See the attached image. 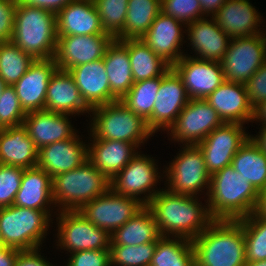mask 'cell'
I'll return each mask as SVG.
<instances>
[{
	"label": "cell",
	"mask_w": 266,
	"mask_h": 266,
	"mask_svg": "<svg viewBox=\"0 0 266 266\" xmlns=\"http://www.w3.org/2000/svg\"><path fill=\"white\" fill-rule=\"evenodd\" d=\"M161 190L146 206L153 213L162 237L171 233L193 241L214 221L209 208L202 207L195 196Z\"/></svg>",
	"instance_id": "6da1fadb"
},
{
	"label": "cell",
	"mask_w": 266,
	"mask_h": 266,
	"mask_svg": "<svg viewBox=\"0 0 266 266\" xmlns=\"http://www.w3.org/2000/svg\"><path fill=\"white\" fill-rule=\"evenodd\" d=\"M210 215L214 220H240L252 214L259 192L230 164L211 175L207 190Z\"/></svg>",
	"instance_id": "7a4b0ae2"
},
{
	"label": "cell",
	"mask_w": 266,
	"mask_h": 266,
	"mask_svg": "<svg viewBox=\"0 0 266 266\" xmlns=\"http://www.w3.org/2000/svg\"><path fill=\"white\" fill-rule=\"evenodd\" d=\"M196 266H245V237L240 220H214L192 241Z\"/></svg>",
	"instance_id": "3957f363"
},
{
	"label": "cell",
	"mask_w": 266,
	"mask_h": 266,
	"mask_svg": "<svg viewBox=\"0 0 266 266\" xmlns=\"http://www.w3.org/2000/svg\"><path fill=\"white\" fill-rule=\"evenodd\" d=\"M56 15L42 8L17 3L12 42L34 59L54 58Z\"/></svg>",
	"instance_id": "277c9868"
},
{
	"label": "cell",
	"mask_w": 266,
	"mask_h": 266,
	"mask_svg": "<svg viewBox=\"0 0 266 266\" xmlns=\"http://www.w3.org/2000/svg\"><path fill=\"white\" fill-rule=\"evenodd\" d=\"M110 180L89 160L81 166L52 177L54 205L61 210H79L110 189Z\"/></svg>",
	"instance_id": "5b68a950"
},
{
	"label": "cell",
	"mask_w": 266,
	"mask_h": 266,
	"mask_svg": "<svg viewBox=\"0 0 266 266\" xmlns=\"http://www.w3.org/2000/svg\"><path fill=\"white\" fill-rule=\"evenodd\" d=\"M49 218L42 210L15 205L0 207V236L3 246L21 251L38 249L47 235L51 220Z\"/></svg>",
	"instance_id": "8992f818"
},
{
	"label": "cell",
	"mask_w": 266,
	"mask_h": 266,
	"mask_svg": "<svg viewBox=\"0 0 266 266\" xmlns=\"http://www.w3.org/2000/svg\"><path fill=\"white\" fill-rule=\"evenodd\" d=\"M90 112L94 114L90 130L96 139L126 141L137 148L153 134L146 121L119 100L96 106Z\"/></svg>",
	"instance_id": "52a82bcc"
},
{
	"label": "cell",
	"mask_w": 266,
	"mask_h": 266,
	"mask_svg": "<svg viewBox=\"0 0 266 266\" xmlns=\"http://www.w3.org/2000/svg\"><path fill=\"white\" fill-rule=\"evenodd\" d=\"M265 35L260 33L230 40L221 61L225 81L245 83L266 62Z\"/></svg>",
	"instance_id": "ba28073f"
},
{
	"label": "cell",
	"mask_w": 266,
	"mask_h": 266,
	"mask_svg": "<svg viewBox=\"0 0 266 266\" xmlns=\"http://www.w3.org/2000/svg\"><path fill=\"white\" fill-rule=\"evenodd\" d=\"M58 242L70 253L86 250H109L111 236L88 221L79 210L59 212Z\"/></svg>",
	"instance_id": "9c48e42d"
},
{
	"label": "cell",
	"mask_w": 266,
	"mask_h": 266,
	"mask_svg": "<svg viewBox=\"0 0 266 266\" xmlns=\"http://www.w3.org/2000/svg\"><path fill=\"white\" fill-rule=\"evenodd\" d=\"M184 146L183 151L165 171L168 178L166 181H169V188L166 190L174 194L194 196L203 187L210 188L211 175L206 169L200 148L197 145Z\"/></svg>",
	"instance_id": "30bf717a"
},
{
	"label": "cell",
	"mask_w": 266,
	"mask_h": 266,
	"mask_svg": "<svg viewBox=\"0 0 266 266\" xmlns=\"http://www.w3.org/2000/svg\"><path fill=\"white\" fill-rule=\"evenodd\" d=\"M144 206L139 199L116 194L110 188L83 205L79 211L88 221L111 235Z\"/></svg>",
	"instance_id": "8fae6325"
},
{
	"label": "cell",
	"mask_w": 266,
	"mask_h": 266,
	"mask_svg": "<svg viewBox=\"0 0 266 266\" xmlns=\"http://www.w3.org/2000/svg\"><path fill=\"white\" fill-rule=\"evenodd\" d=\"M224 122L205 99H190L170 127L174 141L198 145Z\"/></svg>",
	"instance_id": "7c38bea8"
},
{
	"label": "cell",
	"mask_w": 266,
	"mask_h": 266,
	"mask_svg": "<svg viewBox=\"0 0 266 266\" xmlns=\"http://www.w3.org/2000/svg\"><path fill=\"white\" fill-rule=\"evenodd\" d=\"M155 165L154 159L137 152L131 161L113 177L110 188L116 194L134 197L147 205L159 192L153 187L160 178ZM146 192L150 193L142 199L137 197Z\"/></svg>",
	"instance_id": "4fadbf2b"
},
{
	"label": "cell",
	"mask_w": 266,
	"mask_h": 266,
	"mask_svg": "<svg viewBox=\"0 0 266 266\" xmlns=\"http://www.w3.org/2000/svg\"><path fill=\"white\" fill-rule=\"evenodd\" d=\"M244 131L243 124L224 123L197 145L210 175L231 164L235 153L250 137Z\"/></svg>",
	"instance_id": "5bb4252c"
},
{
	"label": "cell",
	"mask_w": 266,
	"mask_h": 266,
	"mask_svg": "<svg viewBox=\"0 0 266 266\" xmlns=\"http://www.w3.org/2000/svg\"><path fill=\"white\" fill-rule=\"evenodd\" d=\"M189 100L182 78L171 67L162 75L152 115L146 120L149 130L154 134L160 128L169 131Z\"/></svg>",
	"instance_id": "9a60e30c"
},
{
	"label": "cell",
	"mask_w": 266,
	"mask_h": 266,
	"mask_svg": "<svg viewBox=\"0 0 266 266\" xmlns=\"http://www.w3.org/2000/svg\"><path fill=\"white\" fill-rule=\"evenodd\" d=\"M113 39L109 33L58 36L53 59L58 69L68 71L75 66L102 59Z\"/></svg>",
	"instance_id": "2e32d148"
},
{
	"label": "cell",
	"mask_w": 266,
	"mask_h": 266,
	"mask_svg": "<svg viewBox=\"0 0 266 266\" xmlns=\"http://www.w3.org/2000/svg\"><path fill=\"white\" fill-rule=\"evenodd\" d=\"M172 68L182 78L189 99H206L225 81L221 62L185 55Z\"/></svg>",
	"instance_id": "e0dca14e"
},
{
	"label": "cell",
	"mask_w": 266,
	"mask_h": 266,
	"mask_svg": "<svg viewBox=\"0 0 266 266\" xmlns=\"http://www.w3.org/2000/svg\"><path fill=\"white\" fill-rule=\"evenodd\" d=\"M57 68L53 58L35 59L26 73L13 84L26 113L45 110L48 83Z\"/></svg>",
	"instance_id": "ac0fdd59"
},
{
	"label": "cell",
	"mask_w": 266,
	"mask_h": 266,
	"mask_svg": "<svg viewBox=\"0 0 266 266\" xmlns=\"http://www.w3.org/2000/svg\"><path fill=\"white\" fill-rule=\"evenodd\" d=\"M85 104L90 108L118 101L111 92L102 59L81 64L68 70Z\"/></svg>",
	"instance_id": "d6986e66"
},
{
	"label": "cell",
	"mask_w": 266,
	"mask_h": 266,
	"mask_svg": "<svg viewBox=\"0 0 266 266\" xmlns=\"http://www.w3.org/2000/svg\"><path fill=\"white\" fill-rule=\"evenodd\" d=\"M181 27L177 19L160 12L141 40L173 67L184 56L179 49L183 39Z\"/></svg>",
	"instance_id": "ffe728a7"
},
{
	"label": "cell",
	"mask_w": 266,
	"mask_h": 266,
	"mask_svg": "<svg viewBox=\"0 0 266 266\" xmlns=\"http://www.w3.org/2000/svg\"><path fill=\"white\" fill-rule=\"evenodd\" d=\"M205 100L224 123L243 124L253 120L254 109L248 99L244 83L224 81Z\"/></svg>",
	"instance_id": "44dd1931"
},
{
	"label": "cell",
	"mask_w": 266,
	"mask_h": 266,
	"mask_svg": "<svg viewBox=\"0 0 266 266\" xmlns=\"http://www.w3.org/2000/svg\"><path fill=\"white\" fill-rule=\"evenodd\" d=\"M78 135L39 149L37 166L51 177L71 171L88 160V147Z\"/></svg>",
	"instance_id": "7402d4cb"
},
{
	"label": "cell",
	"mask_w": 266,
	"mask_h": 266,
	"mask_svg": "<svg viewBox=\"0 0 266 266\" xmlns=\"http://www.w3.org/2000/svg\"><path fill=\"white\" fill-rule=\"evenodd\" d=\"M69 114L50 112L46 110L28 112L23 120V126L34 141L37 149L73 138L76 133L68 120Z\"/></svg>",
	"instance_id": "603a6c76"
},
{
	"label": "cell",
	"mask_w": 266,
	"mask_h": 266,
	"mask_svg": "<svg viewBox=\"0 0 266 266\" xmlns=\"http://www.w3.org/2000/svg\"><path fill=\"white\" fill-rule=\"evenodd\" d=\"M57 36L106 34L93 1L73 0L56 14Z\"/></svg>",
	"instance_id": "cb8c5ba5"
},
{
	"label": "cell",
	"mask_w": 266,
	"mask_h": 266,
	"mask_svg": "<svg viewBox=\"0 0 266 266\" xmlns=\"http://www.w3.org/2000/svg\"><path fill=\"white\" fill-rule=\"evenodd\" d=\"M213 18L231 39L263 33L258 30L262 19L249 0H227Z\"/></svg>",
	"instance_id": "d4e9b609"
},
{
	"label": "cell",
	"mask_w": 266,
	"mask_h": 266,
	"mask_svg": "<svg viewBox=\"0 0 266 266\" xmlns=\"http://www.w3.org/2000/svg\"><path fill=\"white\" fill-rule=\"evenodd\" d=\"M187 26L190 45L197 52L196 54H199L195 58L203 61L221 62L231 38L218 27L215 19L212 17L208 21L201 18Z\"/></svg>",
	"instance_id": "484cf974"
},
{
	"label": "cell",
	"mask_w": 266,
	"mask_h": 266,
	"mask_svg": "<svg viewBox=\"0 0 266 266\" xmlns=\"http://www.w3.org/2000/svg\"><path fill=\"white\" fill-rule=\"evenodd\" d=\"M45 110L64 114L88 113L91 109L83 101L73 77L66 70L56 69L46 91Z\"/></svg>",
	"instance_id": "4316f807"
},
{
	"label": "cell",
	"mask_w": 266,
	"mask_h": 266,
	"mask_svg": "<svg viewBox=\"0 0 266 266\" xmlns=\"http://www.w3.org/2000/svg\"><path fill=\"white\" fill-rule=\"evenodd\" d=\"M39 150L22 125L0 129V164L36 167Z\"/></svg>",
	"instance_id": "83f0119b"
},
{
	"label": "cell",
	"mask_w": 266,
	"mask_h": 266,
	"mask_svg": "<svg viewBox=\"0 0 266 266\" xmlns=\"http://www.w3.org/2000/svg\"><path fill=\"white\" fill-rule=\"evenodd\" d=\"M92 137L93 144L90 143L91 146L88 147V160L110 181L137 154L133 143Z\"/></svg>",
	"instance_id": "f1b7e54d"
},
{
	"label": "cell",
	"mask_w": 266,
	"mask_h": 266,
	"mask_svg": "<svg viewBox=\"0 0 266 266\" xmlns=\"http://www.w3.org/2000/svg\"><path fill=\"white\" fill-rule=\"evenodd\" d=\"M51 203H54L52 177L38 166L24 169L20 189L15 195L13 205L42 210L51 217L47 209Z\"/></svg>",
	"instance_id": "f546056e"
},
{
	"label": "cell",
	"mask_w": 266,
	"mask_h": 266,
	"mask_svg": "<svg viewBox=\"0 0 266 266\" xmlns=\"http://www.w3.org/2000/svg\"><path fill=\"white\" fill-rule=\"evenodd\" d=\"M103 61L110 90L120 100L134 83L126 40L113 39L105 50Z\"/></svg>",
	"instance_id": "4dcf8cb0"
},
{
	"label": "cell",
	"mask_w": 266,
	"mask_h": 266,
	"mask_svg": "<svg viewBox=\"0 0 266 266\" xmlns=\"http://www.w3.org/2000/svg\"><path fill=\"white\" fill-rule=\"evenodd\" d=\"M110 236L111 245L125 246L157 242L162 237L153 213L146 205Z\"/></svg>",
	"instance_id": "1f68e13d"
},
{
	"label": "cell",
	"mask_w": 266,
	"mask_h": 266,
	"mask_svg": "<svg viewBox=\"0 0 266 266\" xmlns=\"http://www.w3.org/2000/svg\"><path fill=\"white\" fill-rule=\"evenodd\" d=\"M231 165L258 192L266 188V153L250 137L235 153Z\"/></svg>",
	"instance_id": "d6a6232c"
},
{
	"label": "cell",
	"mask_w": 266,
	"mask_h": 266,
	"mask_svg": "<svg viewBox=\"0 0 266 266\" xmlns=\"http://www.w3.org/2000/svg\"><path fill=\"white\" fill-rule=\"evenodd\" d=\"M134 82L164 75L171 66L157 56L141 39L126 40Z\"/></svg>",
	"instance_id": "836d02e7"
},
{
	"label": "cell",
	"mask_w": 266,
	"mask_h": 266,
	"mask_svg": "<svg viewBox=\"0 0 266 266\" xmlns=\"http://www.w3.org/2000/svg\"><path fill=\"white\" fill-rule=\"evenodd\" d=\"M160 12L161 0H128L124 28L115 39H141Z\"/></svg>",
	"instance_id": "e575fe53"
},
{
	"label": "cell",
	"mask_w": 266,
	"mask_h": 266,
	"mask_svg": "<svg viewBox=\"0 0 266 266\" xmlns=\"http://www.w3.org/2000/svg\"><path fill=\"white\" fill-rule=\"evenodd\" d=\"M150 266H196L192 241L181 237H161Z\"/></svg>",
	"instance_id": "d590c367"
},
{
	"label": "cell",
	"mask_w": 266,
	"mask_h": 266,
	"mask_svg": "<svg viewBox=\"0 0 266 266\" xmlns=\"http://www.w3.org/2000/svg\"><path fill=\"white\" fill-rule=\"evenodd\" d=\"M162 76L134 82L129 91L119 100L145 121L152 115Z\"/></svg>",
	"instance_id": "8d00e7d4"
},
{
	"label": "cell",
	"mask_w": 266,
	"mask_h": 266,
	"mask_svg": "<svg viewBox=\"0 0 266 266\" xmlns=\"http://www.w3.org/2000/svg\"><path fill=\"white\" fill-rule=\"evenodd\" d=\"M34 60L12 41L5 42L0 49V79L6 85L15 84Z\"/></svg>",
	"instance_id": "74e56055"
},
{
	"label": "cell",
	"mask_w": 266,
	"mask_h": 266,
	"mask_svg": "<svg viewBox=\"0 0 266 266\" xmlns=\"http://www.w3.org/2000/svg\"><path fill=\"white\" fill-rule=\"evenodd\" d=\"M240 221L245 237V261L266 260V218L253 212Z\"/></svg>",
	"instance_id": "f35d334b"
},
{
	"label": "cell",
	"mask_w": 266,
	"mask_h": 266,
	"mask_svg": "<svg viewBox=\"0 0 266 266\" xmlns=\"http://www.w3.org/2000/svg\"><path fill=\"white\" fill-rule=\"evenodd\" d=\"M157 242L138 246L110 245V266H150Z\"/></svg>",
	"instance_id": "ab89813d"
},
{
	"label": "cell",
	"mask_w": 266,
	"mask_h": 266,
	"mask_svg": "<svg viewBox=\"0 0 266 266\" xmlns=\"http://www.w3.org/2000/svg\"><path fill=\"white\" fill-rule=\"evenodd\" d=\"M103 30L114 39L122 32L128 10V0H93Z\"/></svg>",
	"instance_id": "60d3db41"
},
{
	"label": "cell",
	"mask_w": 266,
	"mask_h": 266,
	"mask_svg": "<svg viewBox=\"0 0 266 266\" xmlns=\"http://www.w3.org/2000/svg\"><path fill=\"white\" fill-rule=\"evenodd\" d=\"M26 114L13 85H6L0 96V129L22 125Z\"/></svg>",
	"instance_id": "b9f144b4"
},
{
	"label": "cell",
	"mask_w": 266,
	"mask_h": 266,
	"mask_svg": "<svg viewBox=\"0 0 266 266\" xmlns=\"http://www.w3.org/2000/svg\"><path fill=\"white\" fill-rule=\"evenodd\" d=\"M161 12L186 25L204 18L199 0H161Z\"/></svg>",
	"instance_id": "7bdbcfd3"
},
{
	"label": "cell",
	"mask_w": 266,
	"mask_h": 266,
	"mask_svg": "<svg viewBox=\"0 0 266 266\" xmlns=\"http://www.w3.org/2000/svg\"><path fill=\"white\" fill-rule=\"evenodd\" d=\"M24 168L0 164V207L13 205Z\"/></svg>",
	"instance_id": "ee69618b"
},
{
	"label": "cell",
	"mask_w": 266,
	"mask_h": 266,
	"mask_svg": "<svg viewBox=\"0 0 266 266\" xmlns=\"http://www.w3.org/2000/svg\"><path fill=\"white\" fill-rule=\"evenodd\" d=\"M244 84L253 109L266 101V62Z\"/></svg>",
	"instance_id": "f6af8a7d"
},
{
	"label": "cell",
	"mask_w": 266,
	"mask_h": 266,
	"mask_svg": "<svg viewBox=\"0 0 266 266\" xmlns=\"http://www.w3.org/2000/svg\"><path fill=\"white\" fill-rule=\"evenodd\" d=\"M67 266H110V250H86L71 253Z\"/></svg>",
	"instance_id": "bcb514c9"
},
{
	"label": "cell",
	"mask_w": 266,
	"mask_h": 266,
	"mask_svg": "<svg viewBox=\"0 0 266 266\" xmlns=\"http://www.w3.org/2000/svg\"><path fill=\"white\" fill-rule=\"evenodd\" d=\"M17 0H0V39L12 40Z\"/></svg>",
	"instance_id": "7dc6e473"
},
{
	"label": "cell",
	"mask_w": 266,
	"mask_h": 266,
	"mask_svg": "<svg viewBox=\"0 0 266 266\" xmlns=\"http://www.w3.org/2000/svg\"><path fill=\"white\" fill-rule=\"evenodd\" d=\"M73 0H17L18 3L42 8L55 15Z\"/></svg>",
	"instance_id": "c3c4849f"
},
{
	"label": "cell",
	"mask_w": 266,
	"mask_h": 266,
	"mask_svg": "<svg viewBox=\"0 0 266 266\" xmlns=\"http://www.w3.org/2000/svg\"><path fill=\"white\" fill-rule=\"evenodd\" d=\"M39 250L21 251L14 266H53L38 253Z\"/></svg>",
	"instance_id": "681fc988"
},
{
	"label": "cell",
	"mask_w": 266,
	"mask_h": 266,
	"mask_svg": "<svg viewBox=\"0 0 266 266\" xmlns=\"http://www.w3.org/2000/svg\"><path fill=\"white\" fill-rule=\"evenodd\" d=\"M21 250L2 246L0 247V266H14Z\"/></svg>",
	"instance_id": "f907efd6"
},
{
	"label": "cell",
	"mask_w": 266,
	"mask_h": 266,
	"mask_svg": "<svg viewBox=\"0 0 266 266\" xmlns=\"http://www.w3.org/2000/svg\"><path fill=\"white\" fill-rule=\"evenodd\" d=\"M203 11V14L207 16L211 13L212 17L217 13V11L225 4L227 0H199Z\"/></svg>",
	"instance_id": "816d5d0a"
},
{
	"label": "cell",
	"mask_w": 266,
	"mask_h": 266,
	"mask_svg": "<svg viewBox=\"0 0 266 266\" xmlns=\"http://www.w3.org/2000/svg\"><path fill=\"white\" fill-rule=\"evenodd\" d=\"M254 212L258 216L266 218V188L259 192V199Z\"/></svg>",
	"instance_id": "f5cc1de1"
},
{
	"label": "cell",
	"mask_w": 266,
	"mask_h": 266,
	"mask_svg": "<svg viewBox=\"0 0 266 266\" xmlns=\"http://www.w3.org/2000/svg\"><path fill=\"white\" fill-rule=\"evenodd\" d=\"M260 131L261 132H259L256 137L250 136V138L262 151L266 153V125L262 126Z\"/></svg>",
	"instance_id": "db71d44e"
},
{
	"label": "cell",
	"mask_w": 266,
	"mask_h": 266,
	"mask_svg": "<svg viewBox=\"0 0 266 266\" xmlns=\"http://www.w3.org/2000/svg\"><path fill=\"white\" fill-rule=\"evenodd\" d=\"M257 119L263 123L262 124L263 126L266 125V101L259 104L254 109L253 121H255Z\"/></svg>",
	"instance_id": "11a10c76"
},
{
	"label": "cell",
	"mask_w": 266,
	"mask_h": 266,
	"mask_svg": "<svg viewBox=\"0 0 266 266\" xmlns=\"http://www.w3.org/2000/svg\"><path fill=\"white\" fill-rule=\"evenodd\" d=\"M245 266H266V260L246 262Z\"/></svg>",
	"instance_id": "9f6ffc18"
},
{
	"label": "cell",
	"mask_w": 266,
	"mask_h": 266,
	"mask_svg": "<svg viewBox=\"0 0 266 266\" xmlns=\"http://www.w3.org/2000/svg\"><path fill=\"white\" fill-rule=\"evenodd\" d=\"M5 87H6V84L0 79V96Z\"/></svg>",
	"instance_id": "6f0895ef"
},
{
	"label": "cell",
	"mask_w": 266,
	"mask_h": 266,
	"mask_svg": "<svg viewBox=\"0 0 266 266\" xmlns=\"http://www.w3.org/2000/svg\"><path fill=\"white\" fill-rule=\"evenodd\" d=\"M5 42L3 40L0 39V49L2 47V45L4 44Z\"/></svg>",
	"instance_id": "680465c9"
},
{
	"label": "cell",
	"mask_w": 266,
	"mask_h": 266,
	"mask_svg": "<svg viewBox=\"0 0 266 266\" xmlns=\"http://www.w3.org/2000/svg\"><path fill=\"white\" fill-rule=\"evenodd\" d=\"M3 244H2V240H1V236H0V247H2Z\"/></svg>",
	"instance_id": "91938a15"
}]
</instances>
